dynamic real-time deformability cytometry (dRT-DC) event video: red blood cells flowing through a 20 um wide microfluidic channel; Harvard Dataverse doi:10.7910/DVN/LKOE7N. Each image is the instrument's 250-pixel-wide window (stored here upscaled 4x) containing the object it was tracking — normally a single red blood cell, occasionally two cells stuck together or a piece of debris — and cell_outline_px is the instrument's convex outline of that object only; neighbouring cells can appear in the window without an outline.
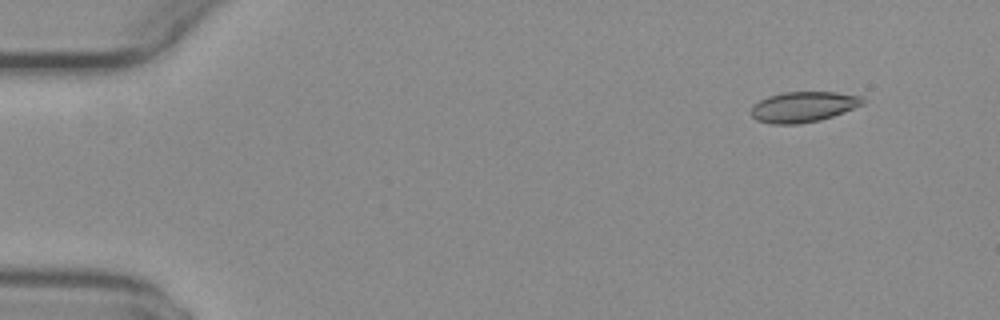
{"species": "common noctule bat (a hibernating species)", "species_latin": "Nyctalus noctula", "temperature_condition": "warm", "stored_images_in_passage": 7, "camera_frame_rate_fps": 3000, "um_per_image_px": 0.085, "animal": {"sex": "female", "body_mass_g": 29.2, "forearm_length_mm": 56.3}, "frame": {"image": 1, "passage_image": 1, "time_ms": 0.0, "image_size_px": [1000, 320], "cell_outline_px": [[864, 104], [832, 116], [820, 120], [796, 124], [772, 124], [756, 120], [752, 116], [752, 104], [768, 96], [784, 92], [836, 92], [860, 96], [864, 100]], "centroid_in_image_um": [68.25, 9.08], "position_along_channel_um": 16.7, "area_um2": 19.71}}